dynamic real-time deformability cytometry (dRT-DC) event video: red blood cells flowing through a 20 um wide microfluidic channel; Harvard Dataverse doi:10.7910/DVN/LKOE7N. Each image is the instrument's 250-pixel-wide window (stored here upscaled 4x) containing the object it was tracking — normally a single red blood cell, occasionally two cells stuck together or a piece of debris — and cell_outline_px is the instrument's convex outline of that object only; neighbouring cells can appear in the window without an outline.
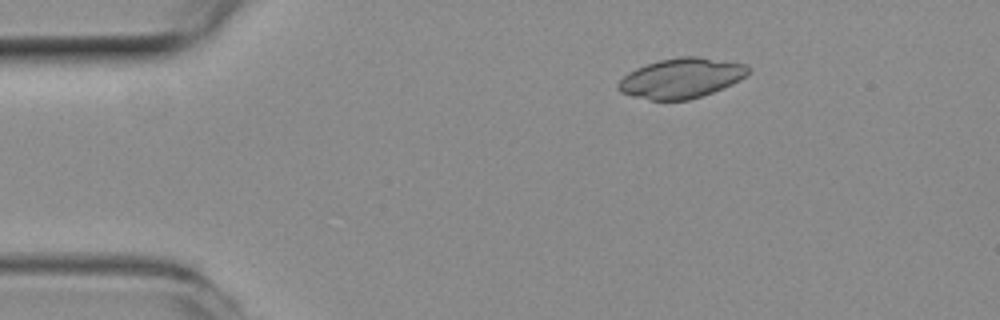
{"species": "common noctule bat (a hibernating species)", "species_latin": "Nyctalus noctula", "temperature_condition": "room temperature", "stored_images_in_passage": 44, "camera_frame_rate_fps": 3000, "um_per_image_px": 0.085, "animal": {"sex": "female", "body_mass_g": 19.3, "forearm_length_mm": 54.1}, "frame": {"image": 1, "passage_image": 1, "time_ms": 0.0, "image_size_px": [1000, 320], "cell_outline_px": [[748, 72], [740, 80], [732, 84], [712, 92], [688, 100], [652, 100], [632, 96], [620, 92], [616, 88], [616, 84], [628, 72], [636, 68], [660, 60], [680, 56], [700, 56], [748, 64]], "centroid_in_image_um": [57.89, 6.63], "position_along_channel_um": 27.1, "area_um2": 30.23}}
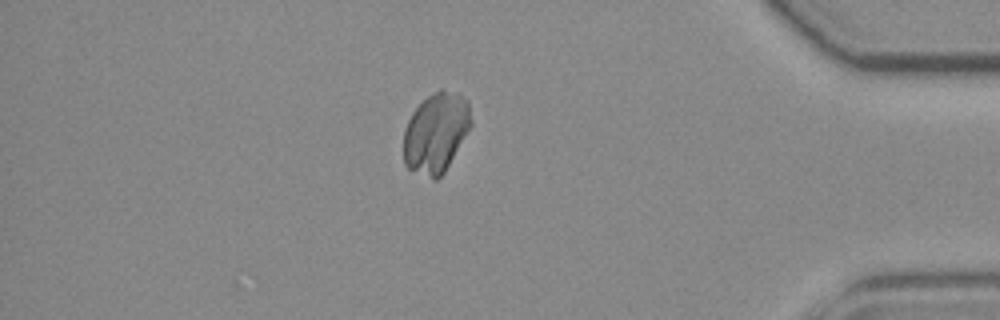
{"frame": {"image": 2, "passage_image": 37, "time_ms": 12.0, "image_size_px": [1000, 320], "cell_outline_px": [[472, 124], [444, 172], [436, 180], [432, 180], [408, 168], [404, 164], [404, 128], [412, 112], [428, 96], [440, 88], [460, 96], [468, 100], [472, 120]], "centroid_in_image_um": [37.05, 11.3], "position_along_channel_um": 398.2, "area_um2": 31.21}}
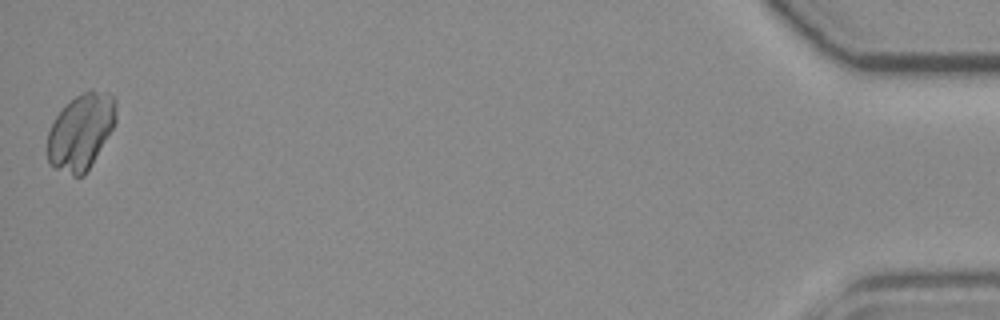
{"frame": {"image": 3, "passage_image": 44, "time_ms": 14.333, "image_size_px": [1000, 320], "cell_outline_px": [[116, 120], [112, 128], [84, 176], [72, 176], [48, 164], [48, 132], [56, 116], [76, 96], [92, 88], [108, 92], [116, 100]], "centroid_in_image_um": [6.88, 11.18], "position_along_channel_um": 428.3, "area_um2": 30.0}}